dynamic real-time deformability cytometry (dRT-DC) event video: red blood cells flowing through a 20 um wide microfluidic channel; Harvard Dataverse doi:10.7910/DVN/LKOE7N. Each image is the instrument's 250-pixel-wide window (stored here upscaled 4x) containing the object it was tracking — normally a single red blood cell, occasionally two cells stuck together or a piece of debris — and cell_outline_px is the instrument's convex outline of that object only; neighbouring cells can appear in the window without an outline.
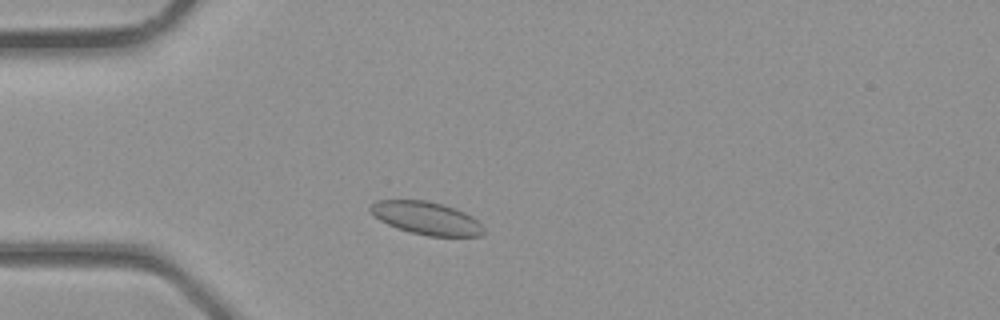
{"species": "common noctule bat (a hibernating species)", "species_latin": "Nyctalus noctula", "temperature_condition": "room temperature", "stored_images_in_passage": 2, "camera_frame_rate_fps": 3000, "um_per_image_px": 0.085, "animal": {"sex": "male", "body_mass_g": 23.1, "forearm_length_mm": 52.7}, "frame": {"image": 1, "passage_image": 2, "time_ms": 0.333, "image_size_px": [1000, 320], "cell_outline_px": [[484, 232], [480, 236], [428, 236], [408, 232], [396, 228], [380, 220], [368, 208], [376, 200], [428, 200], [444, 204], [456, 208], [472, 216], [484, 228]], "centroid_in_image_um": [36.25, 18.54], "position_along_channel_um": 48.8, "area_um2": 21.73}}